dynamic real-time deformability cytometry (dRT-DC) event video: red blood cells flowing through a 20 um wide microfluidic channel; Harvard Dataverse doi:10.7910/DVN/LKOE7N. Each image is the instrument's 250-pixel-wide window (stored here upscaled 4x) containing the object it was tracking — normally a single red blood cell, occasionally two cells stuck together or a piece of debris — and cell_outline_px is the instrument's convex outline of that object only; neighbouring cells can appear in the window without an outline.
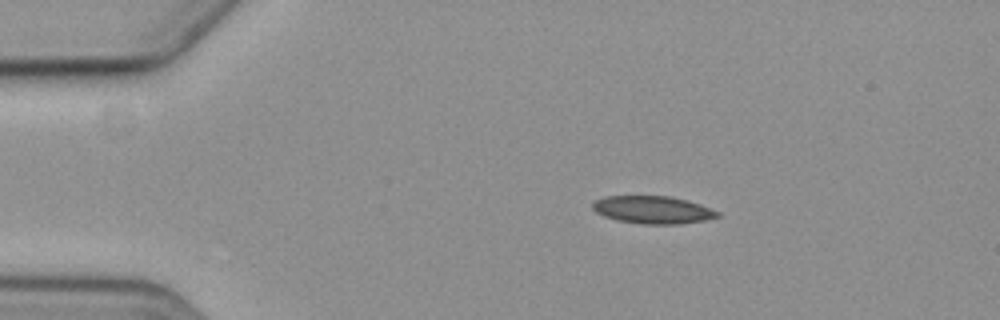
{"species": "common noctule bat (a hibernating species)", "species_latin": "Nyctalus noctula", "temperature_condition": "cold", "stored_images_in_passage": 3, "camera_frame_rate_fps": 3000, "um_per_image_px": 0.085, "animal": {"sex": "female", "body_mass_g": 19.3, "forearm_length_mm": 54.1}, "frame": {"image": 1, "passage_image": 1, "time_ms": 0.0, "image_size_px": [1000, 320], "cell_outline_px": [[720, 216], [704, 220], [680, 224], [640, 224], [616, 220], [604, 216], [596, 212], [592, 208], [592, 204], [596, 200], [604, 196], [668, 196], [700, 204], [720, 212]], "centroid_in_image_um": [55.47, 17.84], "position_along_channel_um": 29.5, "area_um2": 20.06}}